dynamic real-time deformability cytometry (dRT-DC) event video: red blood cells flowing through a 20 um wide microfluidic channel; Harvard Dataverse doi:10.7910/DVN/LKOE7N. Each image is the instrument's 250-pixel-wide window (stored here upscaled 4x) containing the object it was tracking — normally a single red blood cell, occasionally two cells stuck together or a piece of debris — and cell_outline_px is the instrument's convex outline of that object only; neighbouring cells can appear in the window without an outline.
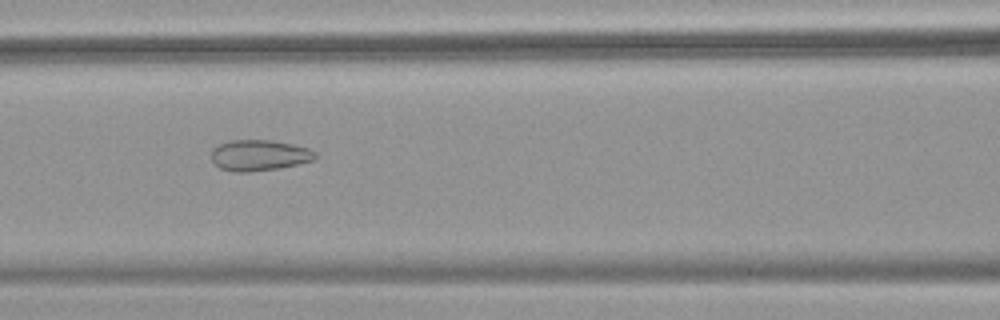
{"species": "common noctule bat (a hibernating species)", "species_latin": "Nyctalus noctula", "temperature_condition": "warm", "stored_images_in_passage": 54, "camera_frame_rate_fps": 3000, "um_per_image_px": 0.085, "animal": {"sex": "female", "body_mass_g": 18.4}, "frame": {"image": 1, "passage_image": 24, "time_ms": 7.667, "image_size_px": [1000, 320], "cell_outline_px": [[316, 160], [280, 168], [248, 172], [236, 172], [220, 168], [212, 160], [212, 148], [228, 140], [272, 140], [292, 144], [308, 148], [316, 152]], "centroid_in_image_um": [22.05, 13.2], "position_along_channel_um": 144.5, "area_um2": 18.79}}
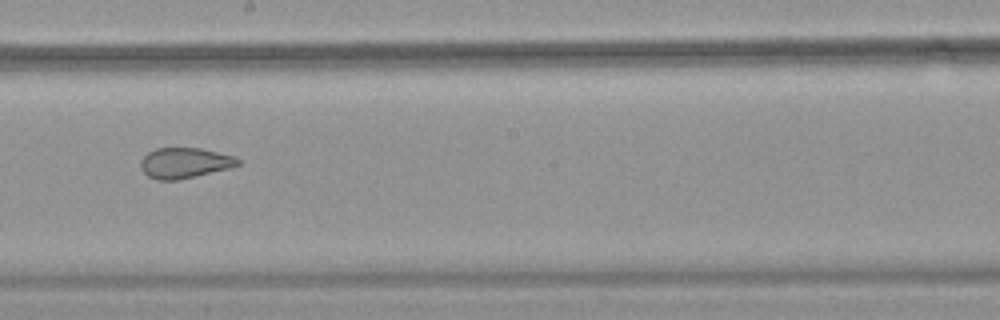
{"frame": {"image": 2, "passage_image": 31, "time_ms": 10.0, "image_size_px": [1000, 320], "cell_outline_px": [[240, 164], [228, 168], [176, 180], [156, 180], [148, 176], [140, 168], [140, 160], [148, 152], [156, 148], [200, 148], [232, 156], [240, 160]], "centroid_in_image_um": [15.63, 13.84], "position_along_channel_um": 232.6, "area_um2": 16.99}}
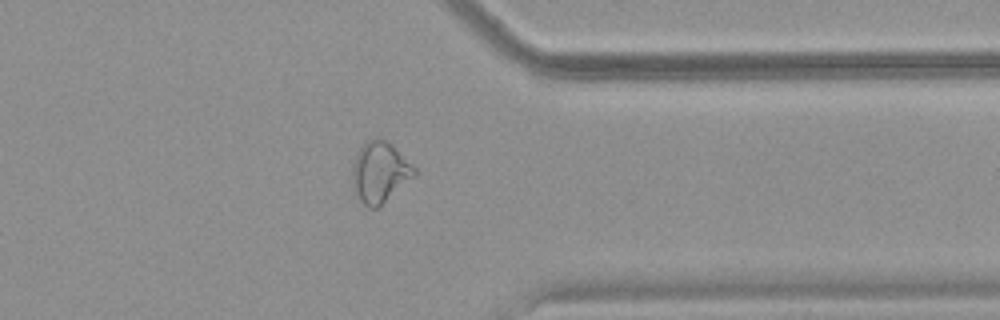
{"frame": {"image": 3, "passage_image": 43, "time_ms": 14.0, "image_size_px": [1000, 320], "cell_outline_px": [[416, 172], [380, 208], [368, 208], [356, 196], [352, 188], [352, 164], [360, 148], [368, 140], [380, 136], [392, 144], [416, 168]], "centroid_in_image_um": [32.25, 14.64], "position_along_channel_um": 379.2, "area_um2": 22.02}, "authors_computed_cell_mechanics": {"area_um2": 23.5246, "velocity_mm_per_s": 3.7915, "shape_relaxation_time_tau1_ms": null, "shape_relaxation_time_tau2_ms": 1.3873, "deformation_change_tau1": null, "deformation_change_tau2": 0.0802}}